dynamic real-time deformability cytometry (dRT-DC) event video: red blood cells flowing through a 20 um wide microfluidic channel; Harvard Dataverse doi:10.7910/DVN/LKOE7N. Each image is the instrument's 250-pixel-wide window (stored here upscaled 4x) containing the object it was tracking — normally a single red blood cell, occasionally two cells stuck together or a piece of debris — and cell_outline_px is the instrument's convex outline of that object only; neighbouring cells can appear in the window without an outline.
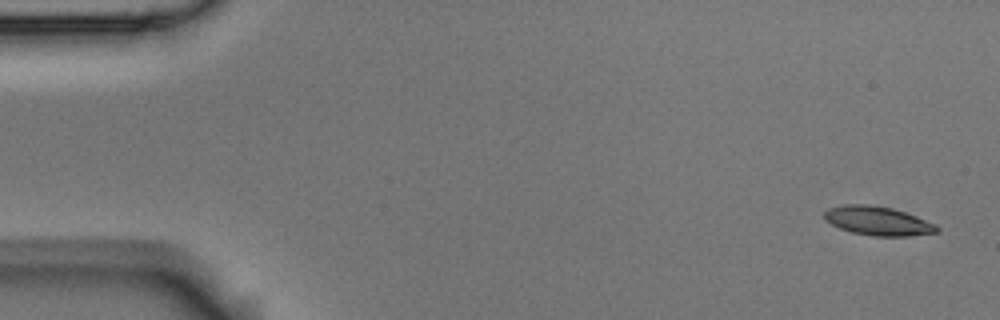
{"species": "Egyptian fruit bat (a non-hibernating species)", "species_latin": "Rousettus aegyptiacus", "temperature_condition": "room temperature", "stored_images_in_passage": 4, "camera_frame_rate_fps": 3000, "um_per_image_px": 0.085, "animal": {"sex": "male"}, "frame": {"image": 1, "passage_image": 1, "time_ms": 0.0, "image_size_px": [1000, 320], "cell_outline_px": [[940, 232], [908, 236], [872, 236], [852, 232], [840, 228], [824, 220], [824, 212], [828, 208], [844, 204], [868, 204], [892, 208], [916, 216], [936, 224], [940, 228]], "centroid_in_image_um": [74.62, 18.78], "position_along_channel_um": 10.4, "area_um2": 19.07}}
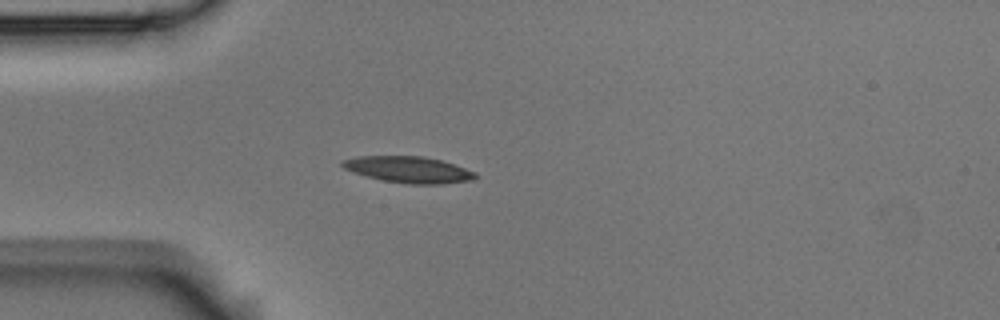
{"frame": {"image": 2, "passage_image": 3, "time_ms": 0.667, "image_size_px": [1000, 320], "cell_outline_px": [[476, 176], [472, 180], [444, 184], [408, 184], [384, 180], [352, 172], [344, 168], [340, 164], [340, 160], [356, 156], [424, 156], [440, 160], [476, 172]], "centroid_in_image_um": [34.69, 14.41], "position_along_channel_um": 50.3, "area_um2": 20.35}}